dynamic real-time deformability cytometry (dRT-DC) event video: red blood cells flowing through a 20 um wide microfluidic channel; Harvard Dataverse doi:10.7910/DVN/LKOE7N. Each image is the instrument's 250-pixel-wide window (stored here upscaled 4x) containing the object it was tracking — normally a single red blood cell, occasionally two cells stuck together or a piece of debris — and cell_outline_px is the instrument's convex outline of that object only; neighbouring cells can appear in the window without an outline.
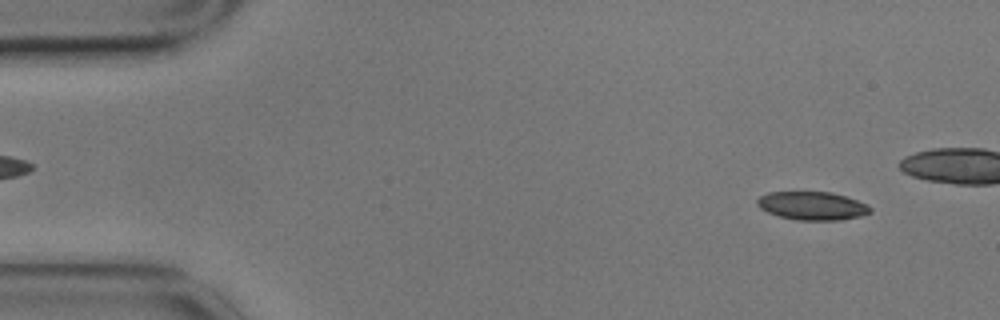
{"species": "common noctule bat (a hibernating species)", "species_latin": "Nyctalus noctula", "temperature_condition": "cold", "stored_images_in_passage": 46, "camera_frame_rate_fps": 3000, "um_per_image_px": 0.085, "animal": {"sex": "male", "body_mass_g": 17.9}, "frame": {"image": 1, "passage_image": 4, "time_ms": 1.0, "image_size_px": [1000, 320], "cell_outline_px": [[872, 212], [860, 216], [840, 220], [796, 220], [780, 216], [768, 212], [760, 208], [756, 204], [756, 200], [760, 196], [768, 192], [832, 192], [848, 196], [868, 204], [872, 208]], "centroid_in_image_um": [69.07, 17.48], "position_along_channel_um": 15.9, "area_um2": 18.84}}
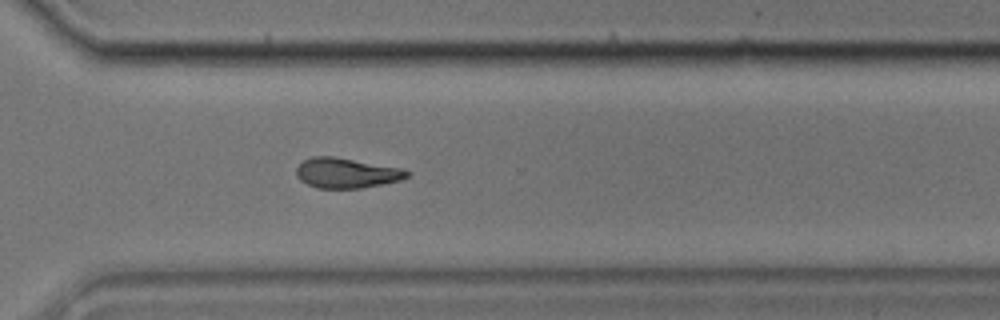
{"frame": {"image": 2, "passage_image": 40, "time_ms": 13.0, "image_size_px": [1000, 320], "cell_outline_px": [[412, 172], [408, 176], [400, 180], [384, 184], [360, 188], [316, 188], [300, 180], [296, 176], [296, 168], [304, 160], [312, 156], [332, 156], [404, 168]], "centroid_in_image_um": [29.47, 14.7], "position_along_channel_um": 341.1, "area_um2": 19.54}}
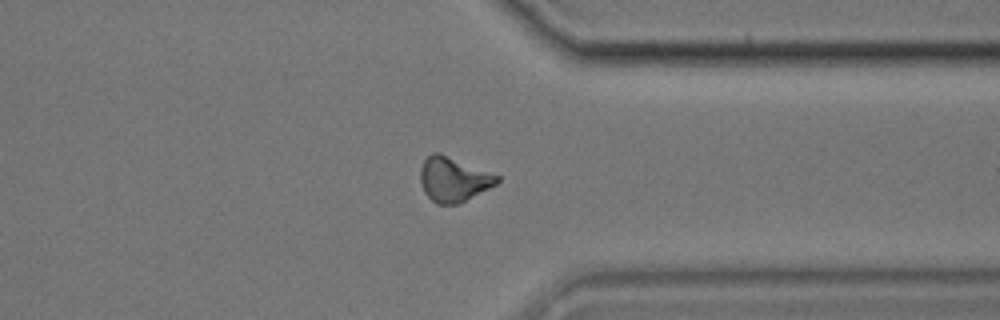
{"frame": {"image": 3, "passage_image": 43, "time_ms": 14.0, "image_size_px": [1000, 320], "cell_outline_px": [[500, 180], [496, 184], [456, 204], [436, 204], [424, 192], [420, 184], [420, 168], [424, 160], [432, 152], [440, 152], [500, 176]], "centroid_in_image_um": [38.5, 15.22], "position_along_channel_um": 372.9, "area_um2": 19.77}}